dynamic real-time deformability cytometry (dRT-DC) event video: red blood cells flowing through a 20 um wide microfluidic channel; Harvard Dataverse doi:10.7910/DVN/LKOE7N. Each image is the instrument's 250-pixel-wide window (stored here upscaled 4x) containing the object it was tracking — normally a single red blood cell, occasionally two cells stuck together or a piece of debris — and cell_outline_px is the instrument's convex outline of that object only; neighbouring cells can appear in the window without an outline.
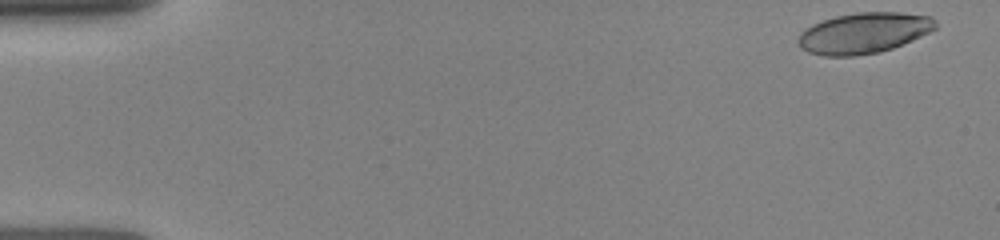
{"species": "human", "species_latin": "Homo sapiens", "temperature_condition": "room temperature", "stored_images_in_passage": 36, "camera_frame_rate_fps": 3000, "um_per_image_px": 0.085, "donor": {"sex": "female"}, "frame": {"image": 1, "passage_image": 1, "time_ms": 0.0, "image_size_px": [1000, 240], "cell_outline_px": [[936, 28], [912, 40], [892, 48], [880, 52], [856, 56], [824, 56], [808, 52], [800, 48], [796, 40], [800, 32], [812, 24], [836, 16], [856, 12], [900, 12], [932, 16], [936, 20]], "centroid_in_image_um": [73.39, 2.81], "position_along_channel_um": 11.6, "area_um2": 32.77}}
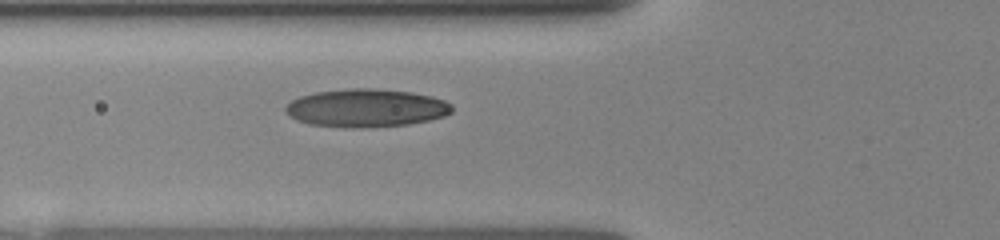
{"frame": {"image": 2, "passage_image": 25, "time_ms": 5.333, "image_size_px": [1000, 240], "cell_outline_px": [[452, 112], [444, 116], [428, 120], [408, 124], [352, 128], [308, 124], [296, 120], [288, 116], [284, 112], [284, 108], [292, 100], [300, 96], [316, 92], [352, 88], [372, 88], [412, 92], [432, 96], [444, 100], [452, 104]], "centroid_in_image_um": [31.1, 9.18], "position_along_channel_um": 94.7, "area_um2": 36.93}}
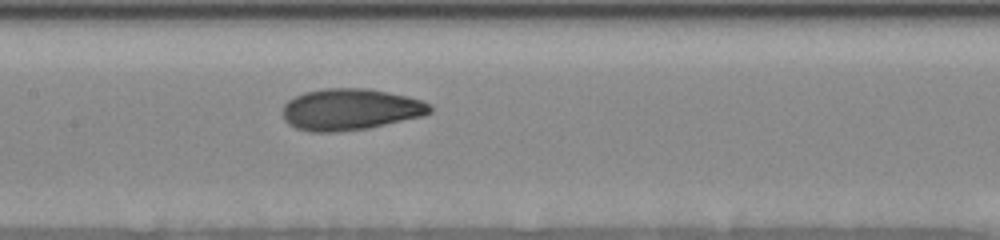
{"frame": {"image": 3, "passage_image": 35, "time_ms": 7.333, "image_size_px": [1000, 240], "cell_outline_px": [[432, 112], [424, 116], [368, 128], [336, 132], [312, 132], [296, 128], [288, 124], [284, 120], [284, 104], [288, 100], [304, 92], [324, 88], [368, 88], [408, 96], [420, 100], [428, 104], [432, 108]], "centroid_in_image_um": [29.78, 9.3], "position_along_channel_um": 177.6, "area_um2": 35.66}}